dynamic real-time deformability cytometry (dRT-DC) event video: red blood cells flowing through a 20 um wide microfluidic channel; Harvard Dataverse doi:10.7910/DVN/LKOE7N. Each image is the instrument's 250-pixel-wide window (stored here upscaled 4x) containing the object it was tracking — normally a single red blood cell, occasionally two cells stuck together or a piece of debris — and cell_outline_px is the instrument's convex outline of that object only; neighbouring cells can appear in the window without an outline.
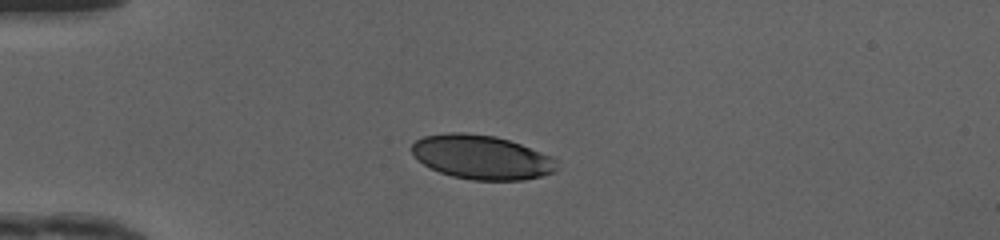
{"species": "human", "species_latin": "Homo sapiens", "temperature_condition": "cold", "stored_images_in_passage": 37, "camera_frame_rate_fps": 3000, "um_per_image_px": 0.085, "donor": {"sex": "female"}, "frame": {"image": 1, "passage_image": 1, "time_ms": 0.0, "image_size_px": [1000, 240], "cell_outline_px": [[556, 172], [524, 180], [472, 180], [452, 176], [440, 172], [424, 164], [412, 152], [412, 144], [416, 140], [424, 136], [448, 132], [464, 132], [496, 136], [520, 144], [552, 156], [556, 160]], "centroid_in_image_um": [40.95, 13.36], "position_along_channel_um": 44.0, "area_um2": 37.17}}
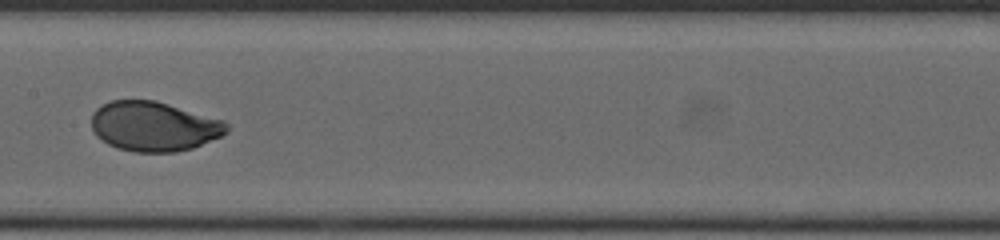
{"frame": {"image": 2, "passage_image": 14, "time_ms": 4.333, "image_size_px": [1000, 240], "cell_outline_px": [[228, 132], [220, 136], [192, 148], [176, 152], [132, 152], [116, 148], [108, 144], [96, 136], [92, 128], [92, 112], [96, 108], [112, 100], [156, 100], [224, 120], [228, 124]], "centroid_in_image_um": [13.07, 10.74], "position_along_channel_um": 194.3, "area_um2": 39.3}}
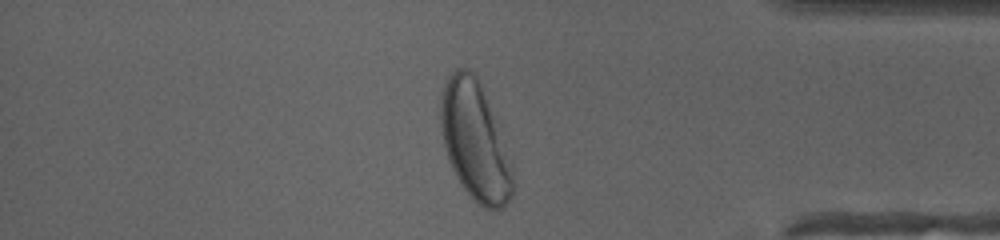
{"frame": {"image": 3, "passage_image": 30, "time_ms": 9.667, "image_size_px": [1000, 240], "cell_outline_px": [[516, 184], [512, 196], [508, 204], [504, 208], [484, 208], [476, 204], [472, 200], [456, 176], [448, 160], [444, 144], [440, 124], [440, 100], [448, 76], [456, 68], [468, 68], [476, 72], [512, 172]], "centroid_in_image_um": [40.33, 12.04], "position_along_channel_um": 394.9, "area_um2": 48.67}, "authors_computed_cell_mechanics": {"area_um2": 39.7664, "velocity_mm_per_s": 4.1618, "shape_relaxation_time_tau1_ms": 2.5326, "shape_relaxation_time_tau2_ms": null, "deformation_change_tau1": 0.1576, "deformation_change_tau2": null}}